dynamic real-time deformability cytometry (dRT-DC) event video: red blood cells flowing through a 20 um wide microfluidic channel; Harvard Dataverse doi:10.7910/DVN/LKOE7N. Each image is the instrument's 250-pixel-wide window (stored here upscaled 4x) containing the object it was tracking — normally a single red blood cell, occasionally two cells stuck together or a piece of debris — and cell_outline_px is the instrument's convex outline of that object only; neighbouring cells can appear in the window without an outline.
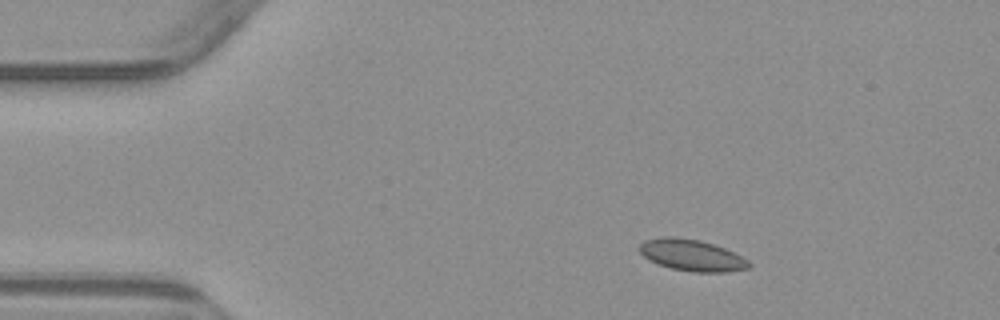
{"species": "common noctule bat (a hibernating species)", "species_latin": "Nyctalus noctula", "temperature_condition": "warm", "stored_images_in_passage": 3, "camera_frame_rate_fps": 3000, "um_per_image_px": 0.085, "animal": {"sex": "male", "body_mass_g": 23.1, "forearm_length_mm": 52.7}, "frame": {"image": 1, "passage_image": 1, "time_ms": 0.0, "image_size_px": [1000, 320], "cell_outline_px": [[752, 264], [748, 268], [724, 272], [692, 272], [672, 268], [648, 260], [640, 252], [640, 244], [644, 240], [664, 236], [672, 236], [700, 240], [724, 248], [748, 260]], "centroid_in_image_um": [58.78, 21.69], "position_along_channel_um": 26.2, "area_um2": 19.88}}